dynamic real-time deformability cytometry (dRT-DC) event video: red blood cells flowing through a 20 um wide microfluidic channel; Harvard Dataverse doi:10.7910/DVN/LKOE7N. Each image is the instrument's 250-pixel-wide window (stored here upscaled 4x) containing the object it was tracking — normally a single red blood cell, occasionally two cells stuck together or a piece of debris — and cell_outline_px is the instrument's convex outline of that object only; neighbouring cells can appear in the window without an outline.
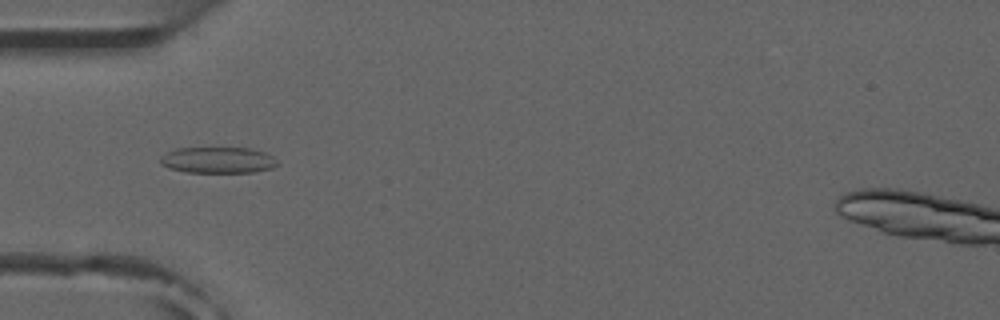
{"species": "common noctule bat (a hibernating species)", "species_latin": "Nyctalus noctula", "temperature_condition": "room temperature", "stored_images_in_passage": 7, "camera_frame_rate_fps": 3000, "um_per_image_px": 0.085, "animal": {"sex": "male", "forearm_length_mm": 52.5}, "frame": {"image": 1, "passage_image": 5, "time_ms": 4.667, "image_size_px": [1000, 320], "cell_outline_px": [[280, 164], [272, 168], [252, 172], [188, 172], [168, 168], [160, 164], [160, 156], [176, 148], [248, 148], [264, 152], [272, 156]], "centroid_in_image_um": [18.51, 13.61], "position_along_channel_um": 66.5, "area_um2": 17.8}}
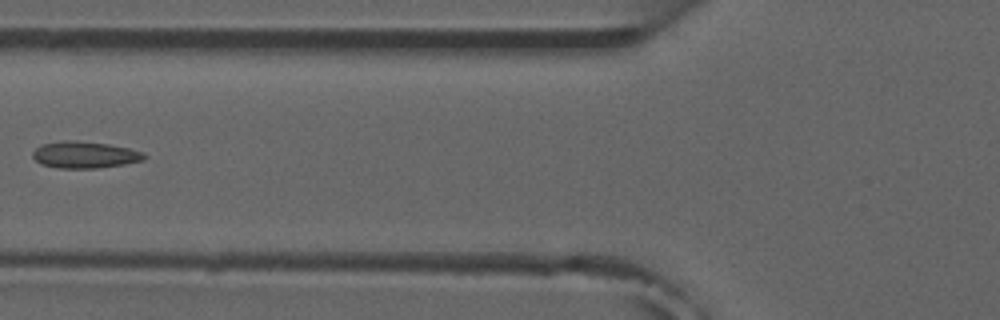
{"frame": {"image": 2, "passage_image": 6, "time_ms": 6.0, "image_size_px": [1000, 320], "cell_outline_px": [[148, 156], [144, 160], [124, 164], [96, 168], [60, 168], [40, 164], [32, 156], [32, 152], [40, 144], [60, 140], [76, 140], [108, 144], [128, 148], [144, 152]], "centroid_in_image_um": [7.19, 13.14], "position_along_channel_um": 118.6, "area_um2": 17.51}}
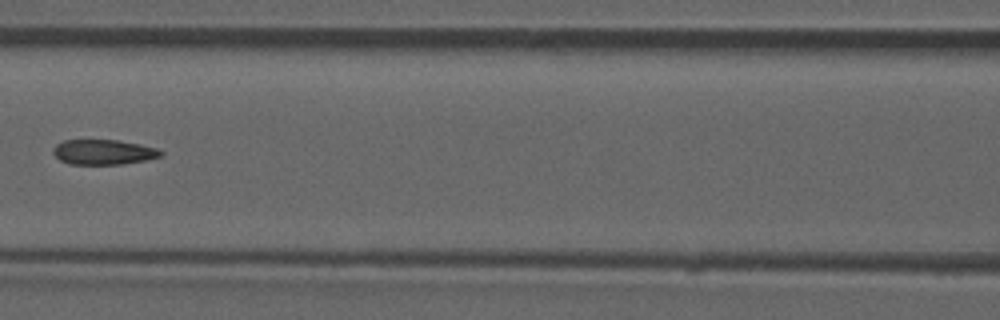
{"frame": {"image": 3, "passage_image": 7, "time_ms": 7.0, "image_size_px": [1000, 320], "cell_outline_px": [[164, 152], [160, 156], [144, 160], [120, 164], [68, 164], [60, 160], [52, 152], [52, 148], [56, 144], [64, 140], [116, 140], [140, 144], [156, 148]], "centroid_in_image_um": [8.75, 12.92], "position_along_channel_um": 157.8, "area_um2": 15.61}}